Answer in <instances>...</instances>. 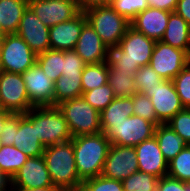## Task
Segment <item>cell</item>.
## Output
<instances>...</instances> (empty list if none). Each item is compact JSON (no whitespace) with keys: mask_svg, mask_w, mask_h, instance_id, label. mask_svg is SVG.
<instances>
[{"mask_svg":"<svg viewBox=\"0 0 190 191\" xmlns=\"http://www.w3.org/2000/svg\"><path fill=\"white\" fill-rule=\"evenodd\" d=\"M155 43L129 26L119 45L109 49L108 62L118 72L128 71L134 75L140 67L150 63Z\"/></svg>","mask_w":190,"mask_h":191,"instance_id":"6da1fadb","label":"cell"},{"mask_svg":"<svg viewBox=\"0 0 190 191\" xmlns=\"http://www.w3.org/2000/svg\"><path fill=\"white\" fill-rule=\"evenodd\" d=\"M81 188L83 191H124L122 181L103 175L83 180Z\"/></svg>","mask_w":190,"mask_h":191,"instance_id":"8d00e7d4","label":"cell"},{"mask_svg":"<svg viewBox=\"0 0 190 191\" xmlns=\"http://www.w3.org/2000/svg\"><path fill=\"white\" fill-rule=\"evenodd\" d=\"M81 76L82 74L62 75L54 83V106L62 101L82 96Z\"/></svg>","mask_w":190,"mask_h":191,"instance_id":"484cf974","label":"cell"},{"mask_svg":"<svg viewBox=\"0 0 190 191\" xmlns=\"http://www.w3.org/2000/svg\"><path fill=\"white\" fill-rule=\"evenodd\" d=\"M108 84L113 89L115 97H132L138 93L134 76L128 71L118 72L109 62Z\"/></svg>","mask_w":190,"mask_h":191,"instance_id":"4316f807","label":"cell"},{"mask_svg":"<svg viewBox=\"0 0 190 191\" xmlns=\"http://www.w3.org/2000/svg\"><path fill=\"white\" fill-rule=\"evenodd\" d=\"M154 136L167 162L172 160L183 148L188 146L185 140L176 134L167 124H159L155 128Z\"/></svg>","mask_w":190,"mask_h":191,"instance_id":"d4e9b609","label":"cell"},{"mask_svg":"<svg viewBox=\"0 0 190 191\" xmlns=\"http://www.w3.org/2000/svg\"><path fill=\"white\" fill-rule=\"evenodd\" d=\"M133 101V115L140 116L141 118L153 123L156 127L161 124L154 110V106L149 97L145 94L137 93L132 96Z\"/></svg>","mask_w":190,"mask_h":191,"instance_id":"d590c367","label":"cell"},{"mask_svg":"<svg viewBox=\"0 0 190 191\" xmlns=\"http://www.w3.org/2000/svg\"><path fill=\"white\" fill-rule=\"evenodd\" d=\"M144 94L150 98L156 117L161 124H166L185 108L172 80H163L159 86H156L153 90H147Z\"/></svg>","mask_w":190,"mask_h":191,"instance_id":"4fadbf2b","label":"cell"},{"mask_svg":"<svg viewBox=\"0 0 190 191\" xmlns=\"http://www.w3.org/2000/svg\"><path fill=\"white\" fill-rule=\"evenodd\" d=\"M13 145L28 157L43 156L45 147L36 133V107L25 114H19V125L15 128Z\"/></svg>","mask_w":190,"mask_h":191,"instance_id":"2e32d148","label":"cell"},{"mask_svg":"<svg viewBox=\"0 0 190 191\" xmlns=\"http://www.w3.org/2000/svg\"><path fill=\"white\" fill-rule=\"evenodd\" d=\"M12 187V178L6 173L0 170V191L6 190Z\"/></svg>","mask_w":190,"mask_h":191,"instance_id":"bcb514c9","label":"cell"},{"mask_svg":"<svg viewBox=\"0 0 190 191\" xmlns=\"http://www.w3.org/2000/svg\"><path fill=\"white\" fill-rule=\"evenodd\" d=\"M171 12L148 7L130 21V26L154 41H161Z\"/></svg>","mask_w":190,"mask_h":191,"instance_id":"44dd1931","label":"cell"},{"mask_svg":"<svg viewBox=\"0 0 190 191\" xmlns=\"http://www.w3.org/2000/svg\"><path fill=\"white\" fill-rule=\"evenodd\" d=\"M60 188L56 186L38 187V188H23L13 187V191H59Z\"/></svg>","mask_w":190,"mask_h":191,"instance_id":"7dc6e473","label":"cell"},{"mask_svg":"<svg viewBox=\"0 0 190 191\" xmlns=\"http://www.w3.org/2000/svg\"><path fill=\"white\" fill-rule=\"evenodd\" d=\"M74 51L87 65L108 61L109 48L88 22L83 26Z\"/></svg>","mask_w":190,"mask_h":191,"instance_id":"ffe728a7","label":"cell"},{"mask_svg":"<svg viewBox=\"0 0 190 191\" xmlns=\"http://www.w3.org/2000/svg\"><path fill=\"white\" fill-rule=\"evenodd\" d=\"M3 191H13V187H11V188H8V189H6V190H3Z\"/></svg>","mask_w":190,"mask_h":191,"instance_id":"f5cc1de1","label":"cell"},{"mask_svg":"<svg viewBox=\"0 0 190 191\" xmlns=\"http://www.w3.org/2000/svg\"><path fill=\"white\" fill-rule=\"evenodd\" d=\"M87 23L84 12L80 11L69 21L49 28V40L52 50H74L83 26Z\"/></svg>","mask_w":190,"mask_h":191,"instance_id":"e0dca14e","label":"cell"},{"mask_svg":"<svg viewBox=\"0 0 190 191\" xmlns=\"http://www.w3.org/2000/svg\"><path fill=\"white\" fill-rule=\"evenodd\" d=\"M33 107L54 106V81L35 64L21 74Z\"/></svg>","mask_w":190,"mask_h":191,"instance_id":"5bb4252c","label":"cell"},{"mask_svg":"<svg viewBox=\"0 0 190 191\" xmlns=\"http://www.w3.org/2000/svg\"><path fill=\"white\" fill-rule=\"evenodd\" d=\"M161 41L190 55V25L180 15L171 12Z\"/></svg>","mask_w":190,"mask_h":191,"instance_id":"7402d4cb","label":"cell"},{"mask_svg":"<svg viewBox=\"0 0 190 191\" xmlns=\"http://www.w3.org/2000/svg\"><path fill=\"white\" fill-rule=\"evenodd\" d=\"M149 7L174 12L178 0H147Z\"/></svg>","mask_w":190,"mask_h":191,"instance_id":"7bdbcfd3","label":"cell"},{"mask_svg":"<svg viewBox=\"0 0 190 191\" xmlns=\"http://www.w3.org/2000/svg\"><path fill=\"white\" fill-rule=\"evenodd\" d=\"M28 158L18 147L3 145L0 149V170L13 178Z\"/></svg>","mask_w":190,"mask_h":191,"instance_id":"f1b7e54d","label":"cell"},{"mask_svg":"<svg viewBox=\"0 0 190 191\" xmlns=\"http://www.w3.org/2000/svg\"><path fill=\"white\" fill-rule=\"evenodd\" d=\"M36 133L44 147L72 139L68 123L57 106L36 107Z\"/></svg>","mask_w":190,"mask_h":191,"instance_id":"8992f818","label":"cell"},{"mask_svg":"<svg viewBox=\"0 0 190 191\" xmlns=\"http://www.w3.org/2000/svg\"><path fill=\"white\" fill-rule=\"evenodd\" d=\"M86 65L87 64L74 50L64 51L62 75L82 74L83 68Z\"/></svg>","mask_w":190,"mask_h":191,"instance_id":"ab89813d","label":"cell"},{"mask_svg":"<svg viewBox=\"0 0 190 191\" xmlns=\"http://www.w3.org/2000/svg\"><path fill=\"white\" fill-rule=\"evenodd\" d=\"M0 36H3V30L1 28V24H0Z\"/></svg>","mask_w":190,"mask_h":191,"instance_id":"f907efd6","label":"cell"},{"mask_svg":"<svg viewBox=\"0 0 190 191\" xmlns=\"http://www.w3.org/2000/svg\"><path fill=\"white\" fill-rule=\"evenodd\" d=\"M59 191H83L81 187L78 188H66V189H60Z\"/></svg>","mask_w":190,"mask_h":191,"instance_id":"681fc988","label":"cell"},{"mask_svg":"<svg viewBox=\"0 0 190 191\" xmlns=\"http://www.w3.org/2000/svg\"><path fill=\"white\" fill-rule=\"evenodd\" d=\"M79 178L83 181L102 174L111 146L104 133L80 135L71 139Z\"/></svg>","mask_w":190,"mask_h":191,"instance_id":"7a4b0ae2","label":"cell"},{"mask_svg":"<svg viewBox=\"0 0 190 191\" xmlns=\"http://www.w3.org/2000/svg\"><path fill=\"white\" fill-rule=\"evenodd\" d=\"M64 51L49 49L37 55L36 64L54 82L61 76L63 71Z\"/></svg>","mask_w":190,"mask_h":191,"instance_id":"83f0119b","label":"cell"},{"mask_svg":"<svg viewBox=\"0 0 190 191\" xmlns=\"http://www.w3.org/2000/svg\"><path fill=\"white\" fill-rule=\"evenodd\" d=\"M28 6L49 28L71 20L80 12L77 0H28Z\"/></svg>","mask_w":190,"mask_h":191,"instance_id":"7c38bea8","label":"cell"},{"mask_svg":"<svg viewBox=\"0 0 190 191\" xmlns=\"http://www.w3.org/2000/svg\"><path fill=\"white\" fill-rule=\"evenodd\" d=\"M0 105L12 114H25L33 108L21 74L0 70Z\"/></svg>","mask_w":190,"mask_h":191,"instance_id":"9c48e42d","label":"cell"},{"mask_svg":"<svg viewBox=\"0 0 190 191\" xmlns=\"http://www.w3.org/2000/svg\"><path fill=\"white\" fill-rule=\"evenodd\" d=\"M133 115L132 97H115V99L100 112V125L104 133L112 123H120Z\"/></svg>","mask_w":190,"mask_h":191,"instance_id":"cb8c5ba5","label":"cell"},{"mask_svg":"<svg viewBox=\"0 0 190 191\" xmlns=\"http://www.w3.org/2000/svg\"><path fill=\"white\" fill-rule=\"evenodd\" d=\"M2 36H0V52H1Z\"/></svg>","mask_w":190,"mask_h":191,"instance_id":"816d5d0a","label":"cell"},{"mask_svg":"<svg viewBox=\"0 0 190 191\" xmlns=\"http://www.w3.org/2000/svg\"><path fill=\"white\" fill-rule=\"evenodd\" d=\"M12 113L11 112H8L6 111L5 109H1L0 110V134H1V131L3 129V126H4V123L6 121V119L11 115Z\"/></svg>","mask_w":190,"mask_h":191,"instance_id":"c3c4849f","label":"cell"},{"mask_svg":"<svg viewBox=\"0 0 190 191\" xmlns=\"http://www.w3.org/2000/svg\"><path fill=\"white\" fill-rule=\"evenodd\" d=\"M176 134L190 145V108H184L172 117L167 123Z\"/></svg>","mask_w":190,"mask_h":191,"instance_id":"74e56055","label":"cell"},{"mask_svg":"<svg viewBox=\"0 0 190 191\" xmlns=\"http://www.w3.org/2000/svg\"><path fill=\"white\" fill-rule=\"evenodd\" d=\"M2 146H3V143H2L1 137H0V149L2 148Z\"/></svg>","mask_w":190,"mask_h":191,"instance_id":"db71d44e","label":"cell"},{"mask_svg":"<svg viewBox=\"0 0 190 191\" xmlns=\"http://www.w3.org/2000/svg\"><path fill=\"white\" fill-rule=\"evenodd\" d=\"M189 63L186 51L156 41L149 64L164 80H173Z\"/></svg>","mask_w":190,"mask_h":191,"instance_id":"30bf717a","label":"cell"},{"mask_svg":"<svg viewBox=\"0 0 190 191\" xmlns=\"http://www.w3.org/2000/svg\"><path fill=\"white\" fill-rule=\"evenodd\" d=\"M167 176L186 183L190 182V145L168 162Z\"/></svg>","mask_w":190,"mask_h":191,"instance_id":"4dcf8cb0","label":"cell"},{"mask_svg":"<svg viewBox=\"0 0 190 191\" xmlns=\"http://www.w3.org/2000/svg\"><path fill=\"white\" fill-rule=\"evenodd\" d=\"M37 55L17 34L2 36L0 70L22 74L36 64Z\"/></svg>","mask_w":190,"mask_h":191,"instance_id":"52a82bcc","label":"cell"},{"mask_svg":"<svg viewBox=\"0 0 190 191\" xmlns=\"http://www.w3.org/2000/svg\"><path fill=\"white\" fill-rule=\"evenodd\" d=\"M28 0H0V24L5 34H16Z\"/></svg>","mask_w":190,"mask_h":191,"instance_id":"603a6c76","label":"cell"},{"mask_svg":"<svg viewBox=\"0 0 190 191\" xmlns=\"http://www.w3.org/2000/svg\"><path fill=\"white\" fill-rule=\"evenodd\" d=\"M54 186L43 156L29 157L12 178V187L38 188Z\"/></svg>","mask_w":190,"mask_h":191,"instance_id":"d6986e66","label":"cell"},{"mask_svg":"<svg viewBox=\"0 0 190 191\" xmlns=\"http://www.w3.org/2000/svg\"><path fill=\"white\" fill-rule=\"evenodd\" d=\"M139 172L151 174L158 178L167 176L168 162L164 158L155 136L141 142L135 147Z\"/></svg>","mask_w":190,"mask_h":191,"instance_id":"ac0fdd59","label":"cell"},{"mask_svg":"<svg viewBox=\"0 0 190 191\" xmlns=\"http://www.w3.org/2000/svg\"><path fill=\"white\" fill-rule=\"evenodd\" d=\"M81 83L83 92L90 91L108 83V61L89 64L83 68Z\"/></svg>","mask_w":190,"mask_h":191,"instance_id":"f546056e","label":"cell"},{"mask_svg":"<svg viewBox=\"0 0 190 191\" xmlns=\"http://www.w3.org/2000/svg\"><path fill=\"white\" fill-rule=\"evenodd\" d=\"M185 108H190V63L172 80Z\"/></svg>","mask_w":190,"mask_h":191,"instance_id":"f35d334b","label":"cell"},{"mask_svg":"<svg viewBox=\"0 0 190 191\" xmlns=\"http://www.w3.org/2000/svg\"><path fill=\"white\" fill-rule=\"evenodd\" d=\"M109 5L128 21L149 7L147 0H111Z\"/></svg>","mask_w":190,"mask_h":191,"instance_id":"e575fe53","label":"cell"},{"mask_svg":"<svg viewBox=\"0 0 190 191\" xmlns=\"http://www.w3.org/2000/svg\"><path fill=\"white\" fill-rule=\"evenodd\" d=\"M43 158L54 186L60 189L81 187L83 181L77 173L71 140L45 147Z\"/></svg>","mask_w":190,"mask_h":191,"instance_id":"3957f363","label":"cell"},{"mask_svg":"<svg viewBox=\"0 0 190 191\" xmlns=\"http://www.w3.org/2000/svg\"><path fill=\"white\" fill-rule=\"evenodd\" d=\"M136 81L137 92L144 94L149 89H154L164 80L150 64L142 66L133 75Z\"/></svg>","mask_w":190,"mask_h":191,"instance_id":"836d02e7","label":"cell"},{"mask_svg":"<svg viewBox=\"0 0 190 191\" xmlns=\"http://www.w3.org/2000/svg\"><path fill=\"white\" fill-rule=\"evenodd\" d=\"M156 126L137 115H132L120 123H112L104 135L111 144L121 146L139 145L141 142L154 136Z\"/></svg>","mask_w":190,"mask_h":191,"instance_id":"ba28073f","label":"cell"},{"mask_svg":"<svg viewBox=\"0 0 190 191\" xmlns=\"http://www.w3.org/2000/svg\"><path fill=\"white\" fill-rule=\"evenodd\" d=\"M82 97L99 112L104 110L115 99L114 91L108 83L83 92Z\"/></svg>","mask_w":190,"mask_h":191,"instance_id":"d6a6232c","label":"cell"},{"mask_svg":"<svg viewBox=\"0 0 190 191\" xmlns=\"http://www.w3.org/2000/svg\"><path fill=\"white\" fill-rule=\"evenodd\" d=\"M138 171L135 148L133 146L111 144L101 175L123 181Z\"/></svg>","mask_w":190,"mask_h":191,"instance_id":"8fae6325","label":"cell"},{"mask_svg":"<svg viewBox=\"0 0 190 191\" xmlns=\"http://www.w3.org/2000/svg\"><path fill=\"white\" fill-rule=\"evenodd\" d=\"M87 22L110 49L117 47L130 26L124 16L118 14L110 5L92 7L84 11Z\"/></svg>","mask_w":190,"mask_h":191,"instance_id":"277c9868","label":"cell"},{"mask_svg":"<svg viewBox=\"0 0 190 191\" xmlns=\"http://www.w3.org/2000/svg\"><path fill=\"white\" fill-rule=\"evenodd\" d=\"M19 125V114H11L5 121L0 137L3 145H13L15 128Z\"/></svg>","mask_w":190,"mask_h":191,"instance_id":"60d3db41","label":"cell"},{"mask_svg":"<svg viewBox=\"0 0 190 191\" xmlns=\"http://www.w3.org/2000/svg\"><path fill=\"white\" fill-rule=\"evenodd\" d=\"M16 34L28 44L36 55L51 49L49 27L42 23L29 6L23 13Z\"/></svg>","mask_w":190,"mask_h":191,"instance_id":"9a60e30c","label":"cell"},{"mask_svg":"<svg viewBox=\"0 0 190 191\" xmlns=\"http://www.w3.org/2000/svg\"><path fill=\"white\" fill-rule=\"evenodd\" d=\"M56 106L68 123L72 137L102 132L100 112L82 96L62 101Z\"/></svg>","mask_w":190,"mask_h":191,"instance_id":"5b68a950","label":"cell"},{"mask_svg":"<svg viewBox=\"0 0 190 191\" xmlns=\"http://www.w3.org/2000/svg\"><path fill=\"white\" fill-rule=\"evenodd\" d=\"M157 191H190V182L164 176L159 179Z\"/></svg>","mask_w":190,"mask_h":191,"instance_id":"b9f144b4","label":"cell"},{"mask_svg":"<svg viewBox=\"0 0 190 191\" xmlns=\"http://www.w3.org/2000/svg\"><path fill=\"white\" fill-rule=\"evenodd\" d=\"M158 177L143 172H135L122 181L124 191H157Z\"/></svg>","mask_w":190,"mask_h":191,"instance_id":"1f68e13d","label":"cell"},{"mask_svg":"<svg viewBox=\"0 0 190 191\" xmlns=\"http://www.w3.org/2000/svg\"><path fill=\"white\" fill-rule=\"evenodd\" d=\"M174 12L190 25V0H178Z\"/></svg>","mask_w":190,"mask_h":191,"instance_id":"ee69618b","label":"cell"},{"mask_svg":"<svg viewBox=\"0 0 190 191\" xmlns=\"http://www.w3.org/2000/svg\"><path fill=\"white\" fill-rule=\"evenodd\" d=\"M111 0H77V5L80 11L84 12L87 9L97 6H107Z\"/></svg>","mask_w":190,"mask_h":191,"instance_id":"f6af8a7d","label":"cell"}]
</instances>
